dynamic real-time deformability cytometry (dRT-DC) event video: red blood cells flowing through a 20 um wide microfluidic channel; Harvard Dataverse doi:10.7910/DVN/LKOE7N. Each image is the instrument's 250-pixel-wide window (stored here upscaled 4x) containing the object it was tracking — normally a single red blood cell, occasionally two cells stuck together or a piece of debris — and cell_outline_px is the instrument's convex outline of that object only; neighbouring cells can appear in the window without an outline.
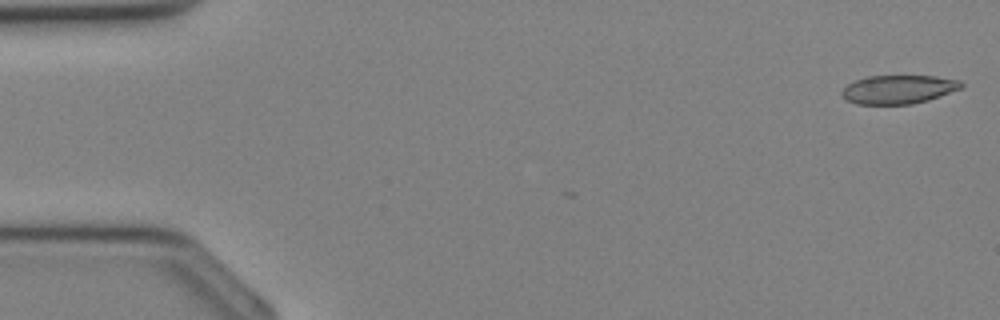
{"species": "Egyptian fruit bat (a non-hibernating species)", "species_latin": "Rousettus aegyptiacus", "temperature_condition": "cold", "stored_images_in_passage": 10, "camera_frame_rate_fps": 3000, "um_per_image_px": 0.085, "animal": {"sex": "female"}, "frame": {"image": 1, "passage_image": 1, "time_ms": 0.0, "image_size_px": [1000, 320], "cell_outline_px": [[964, 84], [960, 88], [928, 100], [912, 104], [856, 104], [848, 100], [840, 92], [848, 84], [856, 80], [868, 76], [936, 76], [960, 80]], "centroid_in_image_um": [76.37, 7.59], "position_along_channel_um": 8.6, "area_um2": 19.71}}